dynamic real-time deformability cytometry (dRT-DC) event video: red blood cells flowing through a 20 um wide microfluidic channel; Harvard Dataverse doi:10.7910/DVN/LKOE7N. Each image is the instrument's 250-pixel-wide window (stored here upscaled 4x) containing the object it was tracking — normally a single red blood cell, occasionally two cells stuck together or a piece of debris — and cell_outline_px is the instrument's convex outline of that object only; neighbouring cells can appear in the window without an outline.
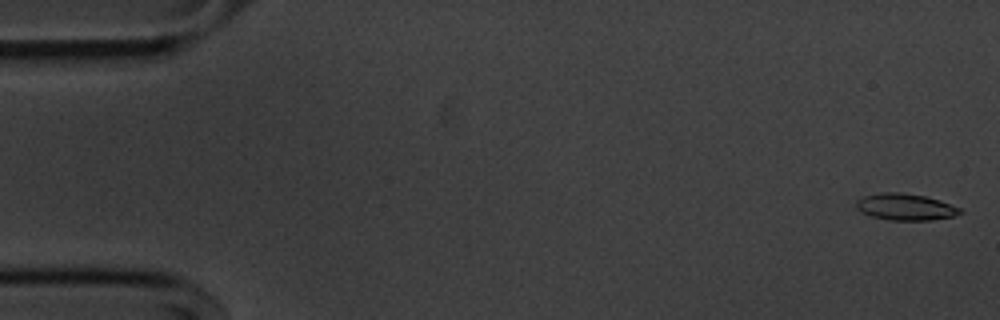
{"species": "common noctule bat (a hibernating species)", "species_latin": "Nyctalus noctula", "temperature_condition": "cold", "stored_images_in_passage": 54, "camera_frame_rate_fps": 3000, "um_per_image_px": 0.085, "animal": {"sex": "male", "body_mass_g": 20.1, "forearm_length_mm": 53.5}, "frame": {"image": 1, "passage_image": 1, "time_ms": 0.0, "image_size_px": [1000, 320], "cell_outline_px": [[964, 212], [956, 216], [932, 220], [888, 220], [872, 216], [860, 212], [856, 208], [856, 200], [864, 196], [880, 192], [900, 192], [924, 196], [960, 208]], "centroid_in_image_um": [76.93, 17.6], "position_along_channel_um": 8.1, "area_um2": 16.07}}
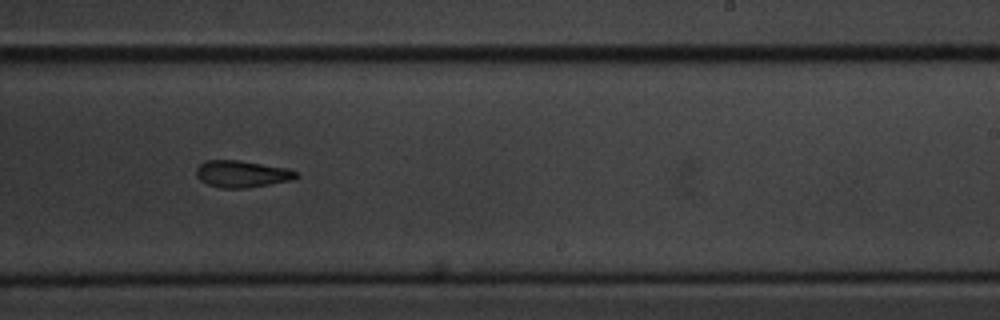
{"frame": {"image": 2, "passage_image": 33, "time_ms": 10.667, "image_size_px": [1000, 320], "cell_outline_px": [[296, 176], [292, 180], [248, 188], [220, 188], [208, 184], [200, 180], [196, 176], [196, 168], [204, 160], [236, 160], [288, 168], [296, 172]], "centroid_in_image_um": [20.52, 14.79], "position_along_channel_um": 268.5, "area_um2": 15.55}}
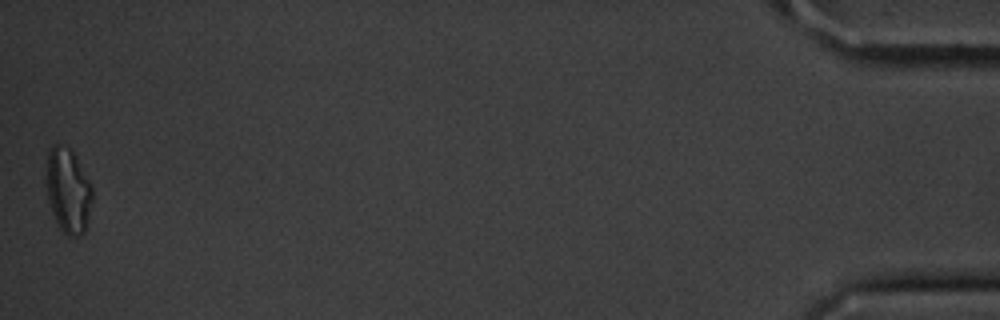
{"frame": {"image": 3, "passage_image": 54, "time_ms": 17.667, "image_size_px": [1000, 320], "cell_outline_px": [[92, 200], [84, 232], [76, 236], [68, 236], [60, 228], [52, 212], [48, 200], [44, 180], [48, 152], [52, 144], [56, 144], [68, 148], [72, 152], [88, 180], [92, 188]], "centroid_in_image_um": [5.74, 16.19], "position_along_channel_um": 429.5, "area_um2": 22.48}, "authors_computed_cell_mechanics": {"area_um2": 16.0973, "velocity_mm_per_s": 3.6492, "shape_relaxation_time_tau1_ms": 3.2496, "shape_relaxation_time_tau2_ms": 10.4381, "deformation_change_tau1": 0.1482, "deformation_change_tau2": 0.2141}}